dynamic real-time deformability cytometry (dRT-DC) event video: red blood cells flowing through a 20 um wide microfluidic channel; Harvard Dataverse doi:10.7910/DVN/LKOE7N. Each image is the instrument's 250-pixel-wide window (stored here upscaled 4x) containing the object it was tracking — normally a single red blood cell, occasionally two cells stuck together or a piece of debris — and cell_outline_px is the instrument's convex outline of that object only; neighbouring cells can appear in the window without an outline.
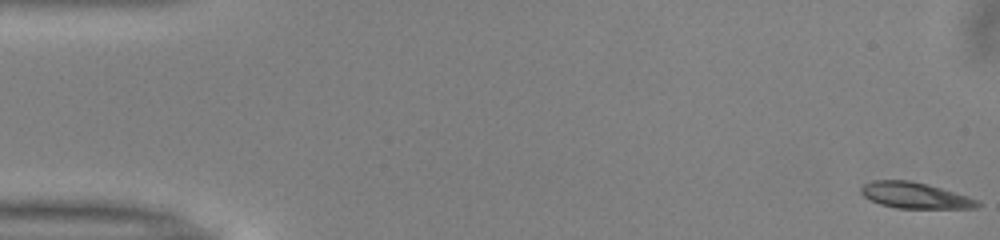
{"species": "common noctule bat (a hibernating species)", "species_latin": "Nyctalus noctula", "temperature_condition": "warm", "stored_images_in_passage": 51, "camera_frame_rate_fps": 3000, "um_per_image_px": 0.085, "animal": {"sex": "male", "body_mass_g": 13.0, "forearm_length_mm": 53.1}, "frame": {"image": 1, "passage_image": 1, "time_ms": 0.0, "image_size_px": [1000, 240], "cell_outline_px": [[980, 204], [976, 208], [896, 208], [880, 204], [864, 196], [860, 192], [860, 188], [864, 184], [872, 180], [908, 180], [928, 184], [968, 196], [980, 200]], "centroid_in_image_um": [77.78, 16.6], "position_along_channel_um": 7.2, "area_um2": 17.63}}
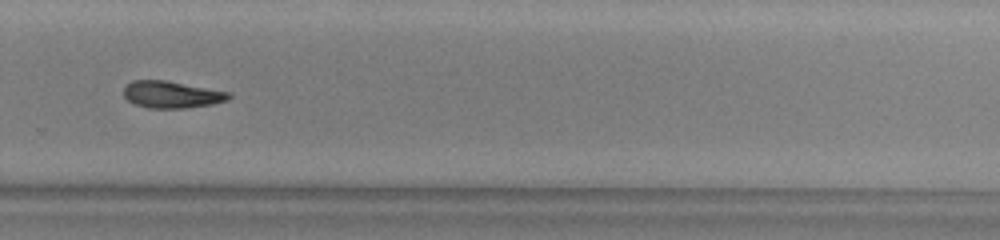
{"frame": {"image": 2, "passage_image": 35, "time_ms": 11.333, "image_size_px": [1000, 240], "cell_outline_px": [[232, 96], [228, 100], [212, 104], [184, 108], [148, 108], [136, 104], [128, 100], [124, 96], [124, 84], [132, 80], [164, 80], [232, 92]], "centroid_in_image_um": [14.6, 8.03], "position_along_channel_um": 315.2, "area_um2": 16.59}}
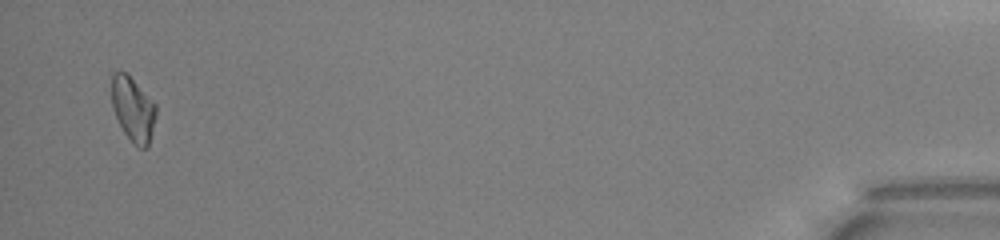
{"frame": {"image": 3, "passage_image": 50, "time_ms": 16.333, "image_size_px": [1000, 240], "cell_outline_px": [[156, 116], [148, 148], [140, 148], [124, 132], [112, 108], [112, 72], [128, 72], [156, 104]], "centroid_in_image_um": [11.32, 9.23], "position_along_channel_um": 423.9, "area_um2": 16.65}, "authors_computed_cell_mechanics": {"area_um2": 17.051, "velocity_mm_per_s": 3.9892, "shape_relaxation_time_tau1_ms": 8.3962, "shape_relaxation_time_tau2_ms": null, "deformation_change_tau1": 0.1851, "deformation_change_tau2": null}}